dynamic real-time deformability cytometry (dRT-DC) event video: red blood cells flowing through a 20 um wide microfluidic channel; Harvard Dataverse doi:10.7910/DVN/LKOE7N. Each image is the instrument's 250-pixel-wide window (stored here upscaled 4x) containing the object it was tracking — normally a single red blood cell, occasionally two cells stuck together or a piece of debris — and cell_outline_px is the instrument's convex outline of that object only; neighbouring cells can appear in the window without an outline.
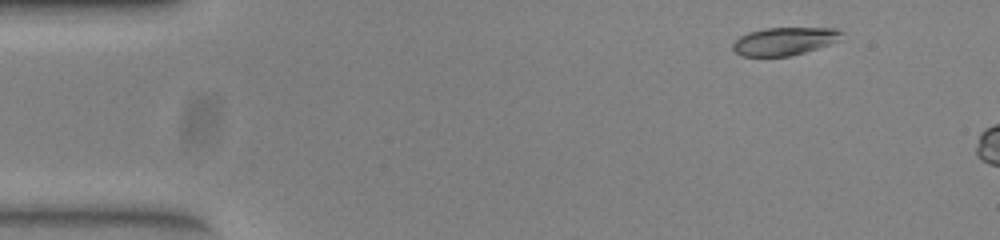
{"species": "common noctule bat (a hibernating species)", "species_latin": "Nyctalus noctula", "temperature_condition": "warm", "stored_images_in_passage": 10, "camera_frame_rate_fps": 3000, "um_per_image_px": 0.085, "animal": {"sex": "female", "body_mass_g": 23.0, "forearm_length_mm": 53.4}, "frame": {"image": 1, "passage_image": 4, "time_ms": 1.0, "image_size_px": [1000, 240], "cell_outline_px": [[844, 32], [840, 40], [804, 52], [788, 56], [740, 56], [732, 48], [732, 44], [740, 36], [748, 32], [764, 28], [836, 28]], "centroid_in_image_um": [66.66, 3.49], "position_along_channel_um": 18.3, "area_um2": 17.63}}